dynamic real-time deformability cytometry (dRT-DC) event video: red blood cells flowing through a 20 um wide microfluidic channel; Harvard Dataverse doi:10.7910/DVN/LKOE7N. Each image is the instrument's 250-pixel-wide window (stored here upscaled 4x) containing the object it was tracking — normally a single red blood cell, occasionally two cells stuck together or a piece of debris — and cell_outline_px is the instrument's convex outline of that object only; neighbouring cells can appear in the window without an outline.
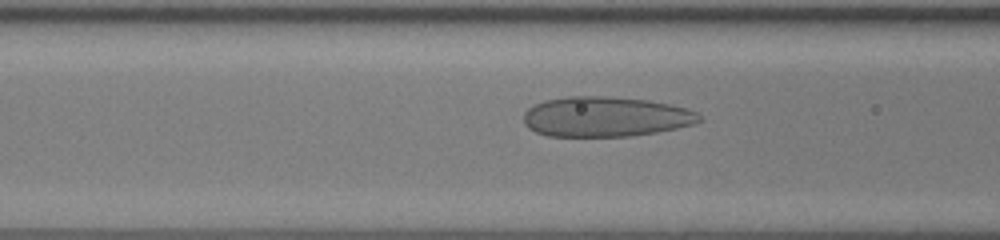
{"species": "human", "species_latin": "Homo sapiens", "temperature_condition": "room temperature", "stored_images_in_passage": 55, "camera_frame_rate_fps": 3000, "um_per_image_px": 0.085, "donor": {"sex": "female"}, "frame": {"image": 1, "passage_image": 25, "time_ms": 8.0, "image_size_px": [1000, 240], "cell_outline_px": [[704, 120], [692, 124], [676, 128], [656, 132], [632, 136], [548, 136], [536, 132], [528, 128], [524, 124], [524, 112], [532, 104], [544, 100], [568, 96], [608, 96], [648, 100], [688, 108], [696, 112]], "centroid_in_image_um": [51.45, 9.91], "position_along_channel_um": 115.2, "area_um2": 41.21}}
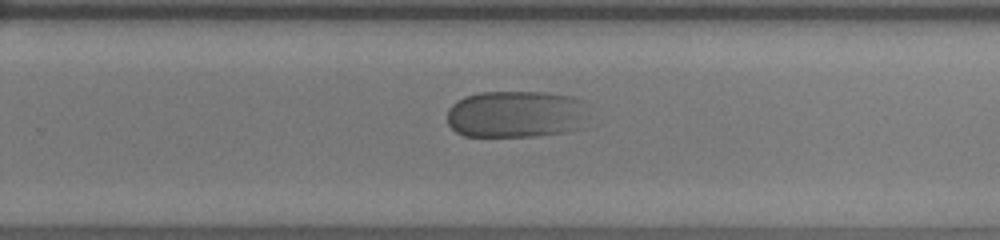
{"frame": {"image": 2, "passage_image": 38, "time_ms": 12.333, "image_size_px": [1000, 240], "cell_outline_px": [[596, 124], [584, 128], [568, 132], [536, 136], [464, 136], [456, 132], [448, 124], [448, 108], [456, 100], [464, 96], [480, 92], [548, 92], [568, 96], [584, 100]], "centroid_in_image_um": [44.03, 9.72], "position_along_channel_um": 285.8, "area_um2": 40.46}}
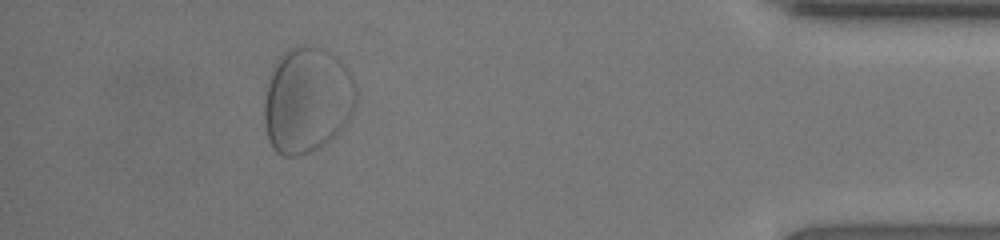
{"frame": {"image": 3, "passage_image": 51, "time_ms": 16.667, "image_size_px": [1000, 240], "cell_outline_px": [[356, 100], [352, 116], [324, 144], [308, 152], [296, 156], [284, 156], [276, 152], [272, 148], [268, 140], [264, 120], [264, 100], [272, 64], [284, 52], [292, 48], [304, 44], [324, 48], [332, 52], [344, 64], [352, 76], [356, 84]], "centroid_in_image_um": [26.09, 8.46], "position_along_channel_um": 409.1, "area_um2": 56.99}}